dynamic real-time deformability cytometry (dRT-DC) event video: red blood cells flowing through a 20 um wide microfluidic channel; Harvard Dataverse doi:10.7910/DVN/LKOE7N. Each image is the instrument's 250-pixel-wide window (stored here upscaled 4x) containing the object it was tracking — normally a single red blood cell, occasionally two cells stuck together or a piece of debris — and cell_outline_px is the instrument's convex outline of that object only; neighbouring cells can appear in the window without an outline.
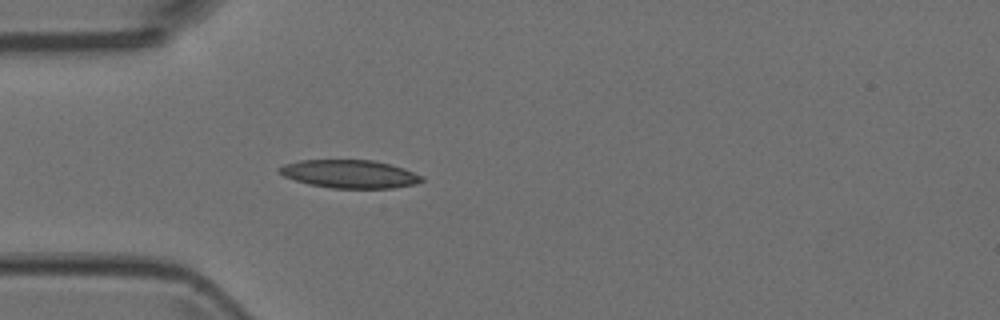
{"species": "Egyptian fruit bat (a non-hibernating species)", "species_latin": "Rousettus aegyptiacus", "temperature_condition": "room temperature", "stored_images_in_passage": 2, "camera_frame_rate_fps": 3000, "um_per_image_px": 0.085, "animal": {"sex": "female"}, "frame": {"image": 1, "passage_image": 2, "time_ms": 0.333, "image_size_px": [1000, 320], "cell_outline_px": [[424, 180], [416, 184], [392, 188], [332, 188], [308, 184], [284, 176], [276, 168], [284, 164], [300, 160], [372, 160], [404, 168], [424, 176]], "centroid_in_image_um": [29.73, 14.79], "position_along_channel_um": 55.3, "area_um2": 23.35}}